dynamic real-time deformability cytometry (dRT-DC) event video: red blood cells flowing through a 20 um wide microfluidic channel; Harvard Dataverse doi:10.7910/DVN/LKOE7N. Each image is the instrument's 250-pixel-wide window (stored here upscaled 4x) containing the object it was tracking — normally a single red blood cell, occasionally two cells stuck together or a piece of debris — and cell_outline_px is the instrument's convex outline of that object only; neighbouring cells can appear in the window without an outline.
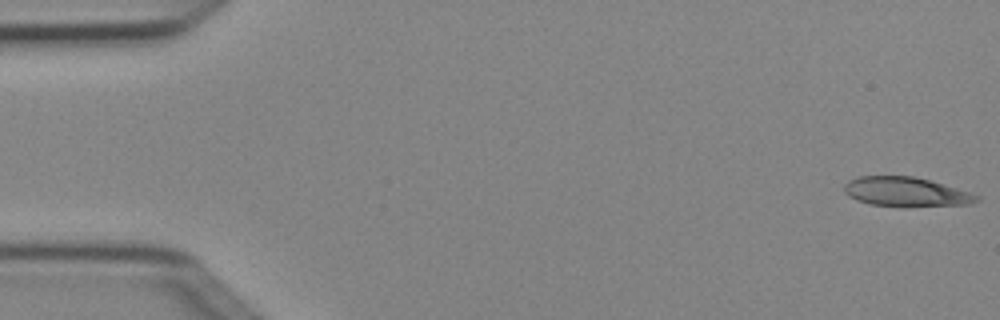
{"species": "Egyptian fruit bat (a non-hibernating species)", "species_latin": "Rousettus aegyptiacus", "temperature_condition": "cold", "stored_images_in_passage": 6, "camera_frame_rate_fps": 3000, "um_per_image_px": 0.085, "animal": {"sex": "female"}, "frame": {"image": 1, "passage_image": 1, "time_ms": 0.0, "image_size_px": [1000, 320], "cell_outline_px": [[980, 200], [972, 204], [904, 208], [872, 204], [856, 200], [848, 196], [844, 192], [844, 184], [848, 180], [860, 176], [912, 176], [928, 180], [956, 188], [980, 196]], "centroid_in_image_um": [77.0, 16.34], "position_along_channel_um": 8.0, "area_um2": 23.0}}
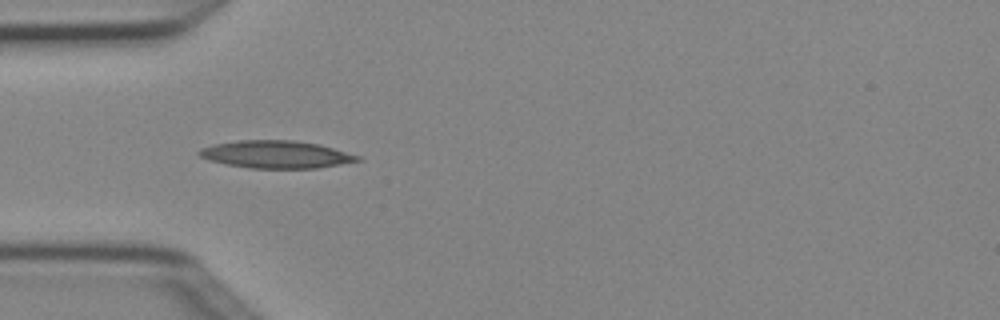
{"frame": {"image": 2, "passage_image": 5, "time_ms": 1.333, "image_size_px": [1000, 320], "cell_outline_px": [[364, 160], [316, 168], [248, 168], [224, 164], [208, 160], [200, 156], [196, 152], [200, 148], [216, 144], [240, 140], [292, 140], [320, 144], [360, 156]], "centroid_in_image_um": [23.46, 13.13], "position_along_channel_um": 61.5, "area_um2": 25.43}}
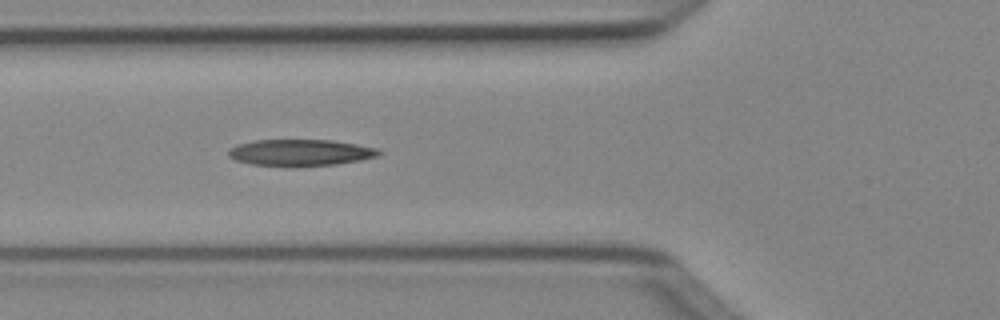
{"frame": {"image": 3, "passage_image": 6, "time_ms": 1.667, "image_size_px": [1000, 320], "cell_outline_px": [[384, 152], [376, 156], [360, 160], [336, 164], [292, 168], [252, 164], [236, 160], [228, 156], [228, 152], [232, 148], [240, 144], [256, 140], [332, 140], [380, 148]], "centroid_in_image_um": [25.58, 12.99], "position_along_channel_um": 100.2, "area_um2": 23.52}}